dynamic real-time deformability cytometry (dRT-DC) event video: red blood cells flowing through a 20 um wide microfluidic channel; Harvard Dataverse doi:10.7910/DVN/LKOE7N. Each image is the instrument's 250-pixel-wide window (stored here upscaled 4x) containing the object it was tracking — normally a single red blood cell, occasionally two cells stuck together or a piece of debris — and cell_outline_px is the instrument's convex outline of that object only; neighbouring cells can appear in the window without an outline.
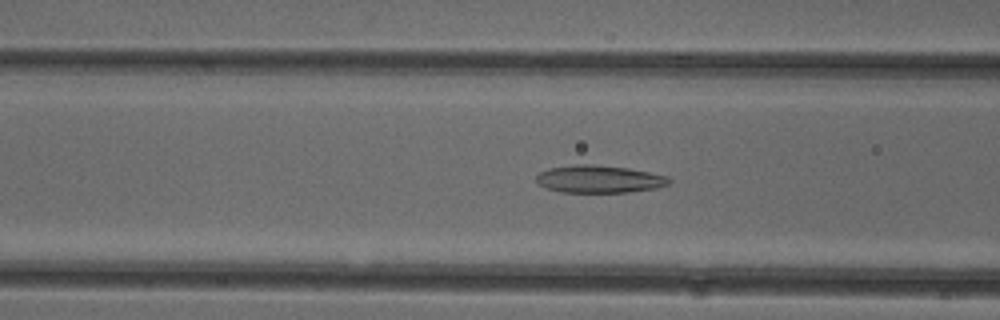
{"species": "common noctule bat (a hibernating species)", "species_latin": "Nyctalus noctula", "temperature_condition": "cold", "stored_images_in_passage": 50, "camera_frame_rate_fps": 3000, "um_per_image_px": 0.085, "animal": {"sex": "female"}, "frame": {"image": 1, "passage_image": 19, "time_ms": 6.0, "image_size_px": [1000, 320], "cell_outline_px": [[672, 180], [668, 184], [656, 188], [628, 192], [560, 192], [548, 188], [540, 184], [536, 180], [536, 176], [540, 172], [548, 168], [576, 164], [592, 164], [628, 168], [668, 176]], "centroid_in_image_um": [50.93, 15.22], "position_along_channel_um": 115.7, "area_um2": 21.21}}
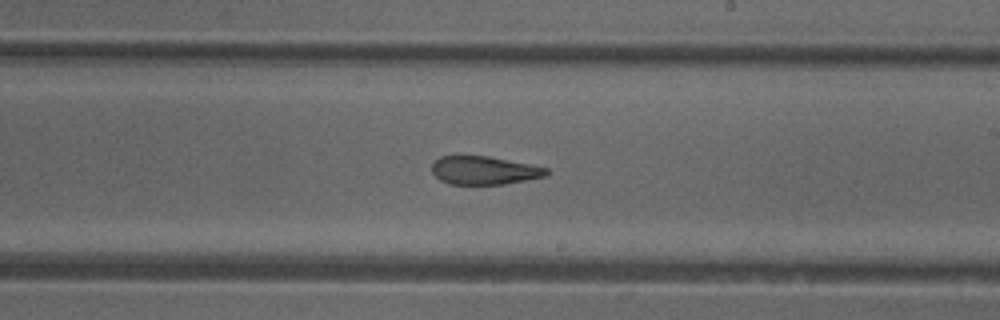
{"frame": {"image": 2, "passage_image": 29, "time_ms": 9.333, "image_size_px": [1000, 320], "cell_outline_px": [[552, 172], [548, 176], [504, 184], [448, 184], [440, 180], [432, 172], [432, 164], [440, 156], [488, 156], [548, 168]], "centroid_in_image_um": [41.18, 14.49], "position_along_channel_um": 247.8, "area_um2": 18.9}}
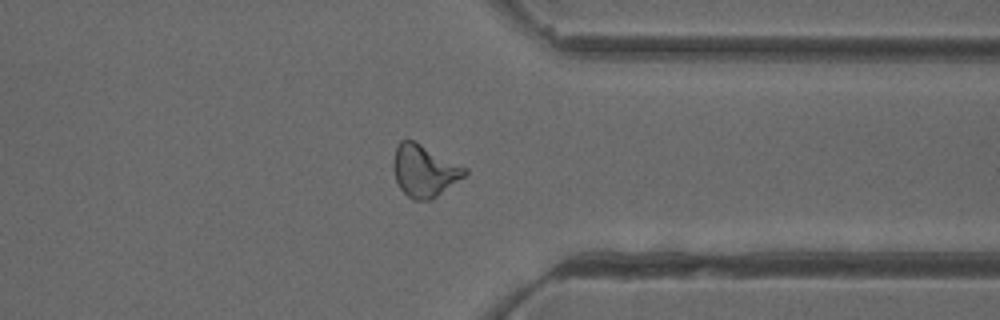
{"frame": {"image": 3, "passage_image": 39, "time_ms": 12.667, "image_size_px": [1000, 320], "cell_outline_px": [[468, 172], [464, 176], [432, 200], [412, 200], [400, 188], [396, 180], [392, 168], [392, 164], [396, 148], [400, 140], [412, 140], [468, 168]], "centroid_in_image_um": [36.05, 14.53], "position_along_channel_um": 375.3, "area_um2": 21.44}, "authors_computed_cell_mechanics": {"area_um2": 21.2126, "velocity_mm_per_s": 3.962, "shape_relaxation_time_tau1_ms": null, "shape_relaxation_time_tau2_ms": 3.6966, "deformation_change_tau1": null, "deformation_change_tau2": 0.1284}}